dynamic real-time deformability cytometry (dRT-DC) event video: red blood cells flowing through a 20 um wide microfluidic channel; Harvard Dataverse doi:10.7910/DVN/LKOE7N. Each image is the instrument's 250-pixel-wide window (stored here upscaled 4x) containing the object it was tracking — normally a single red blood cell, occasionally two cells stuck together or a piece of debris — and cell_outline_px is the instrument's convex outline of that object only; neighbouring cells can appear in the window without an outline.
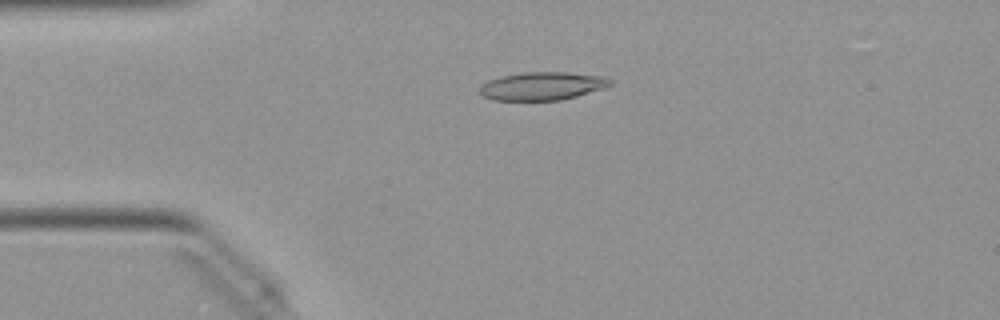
{"species": "Egyptian fruit bat (a non-hibernating species)", "species_latin": "Rousettus aegyptiacus", "temperature_condition": "warm", "stored_images_in_passage": 43, "camera_frame_rate_fps": 3000, "um_per_image_px": 0.085, "animal": {"sex": "female"}, "frame": {"image": 1, "passage_image": 5, "time_ms": 1.333, "image_size_px": [1000, 320], "cell_outline_px": [[612, 84], [604, 88], [576, 96], [560, 100], [492, 100], [484, 96], [480, 92], [480, 84], [488, 80], [500, 76], [524, 72], [564, 72], [604, 76], [612, 80]], "centroid_in_image_um": [46.08, 7.31], "position_along_channel_um": 38.9, "area_um2": 21.39}}
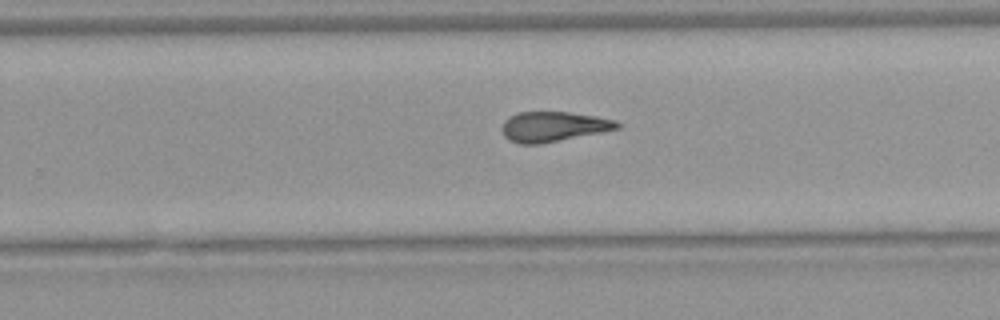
{"frame": {"image": 2, "passage_image": 25, "time_ms": 8.0, "image_size_px": [1000, 320], "cell_outline_px": [[620, 128], [540, 144], [520, 144], [508, 140], [504, 136], [500, 128], [504, 120], [508, 116], [516, 112], [568, 112], [596, 116], [616, 120], [620, 124]], "centroid_in_image_um": [46.97, 10.75], "position_along_channel_um": 282.8, "area_um2": 20.23}}
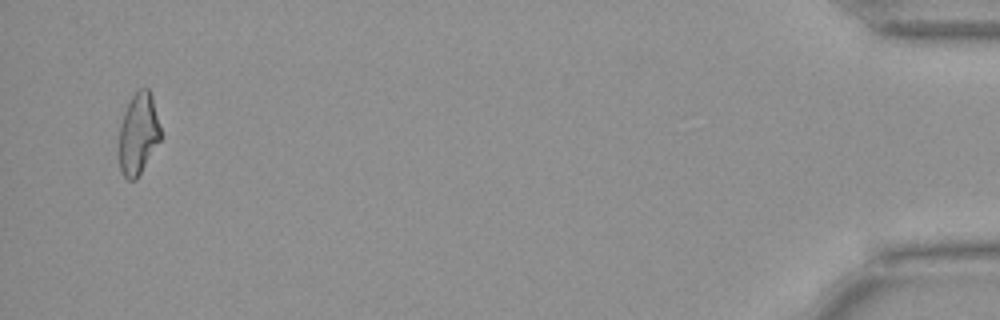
{"frame": {"image": 3, "passage_image": 42, "time_ms": 13.667, "image_size_px": [1000, 320], "cell_outline_px": [[164, 136], [136, 180], [128, 180], [120, 172], [120, 124], [124, 112], [132, 96], [140, 88], [148, 88], [152, 96]], "centroid_in_image_um": [11.8, 11.38], "position_along_channel_um": 423.4, "area_um2": 20.0}, "authors_computed_cell_mechanics": {"area_um2": 20.6346, "velocity_mm_per_s": 4.0596, "shape_relaxation_time_tau1_ms": null, "shape_relaxation_time_tau2_ms": 2.4958, "deformation_change_tau1": null, "deformation_change_tau2": 0.1148}}